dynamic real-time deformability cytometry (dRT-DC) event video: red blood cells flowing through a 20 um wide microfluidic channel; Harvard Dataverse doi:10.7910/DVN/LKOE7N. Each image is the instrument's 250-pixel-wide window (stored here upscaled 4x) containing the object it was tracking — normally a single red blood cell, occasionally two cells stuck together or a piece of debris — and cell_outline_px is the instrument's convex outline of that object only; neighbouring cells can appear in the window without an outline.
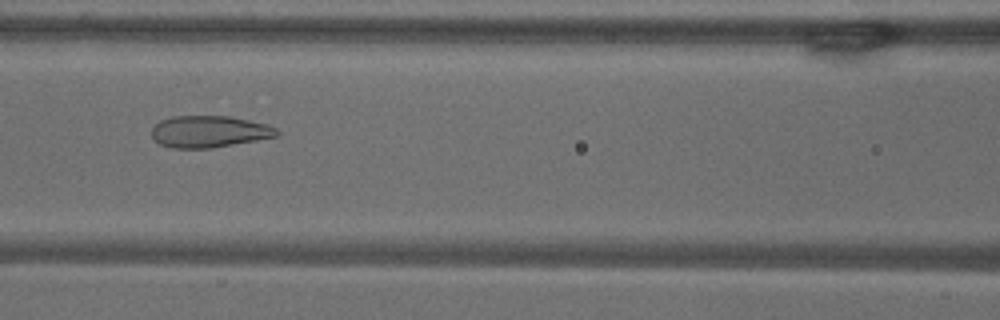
{"species": "common noctule bat (a hibernating species)", "species_latin": "Nyctalus noctula", "temperature_condition": "warm", "stored_images_in_passage": 55, "camera_frame_rate_fps": 3000, "um_per_image_px": 0.085, "animal": {"sex": "male", "body_mass_g": 18.8}, "frame": {"image": 1, "passage_image": 24, "time_ms": 7.667, "image_size_px": [1000, 320], "cell_outline_px": [[280, 132], [276, 136], [256, 140], [208, 148], [172, 148], [160, 144], [152, 136], [152, 128], [160, 120], [172, 116], [228, 116], [268, 124], [276, 128]], "centroid_in_image_um": [17.77, 11.17], "position_along_channel_um": 148.8, "area_um2": 22.95}}
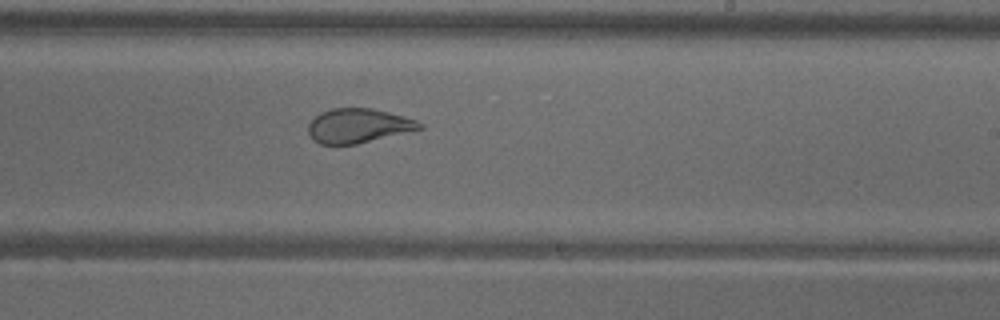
{"frame": {"image": 2, "passage_image": 33, "time_ms": 10.667, "image_size_px": [1000, 320], "cell_outline_px": [[424, 128], [356, 144], [320, 144], [312, 140], [308, 132], [308, 124], [320, 112], [332, 108], [372, 108], [404, 116], [416, 120], [424, 124]], "centroid_in_image_um": [30.44, 10.68], "position_along_channel_um": 258.6, "area_um2": 22.25}}
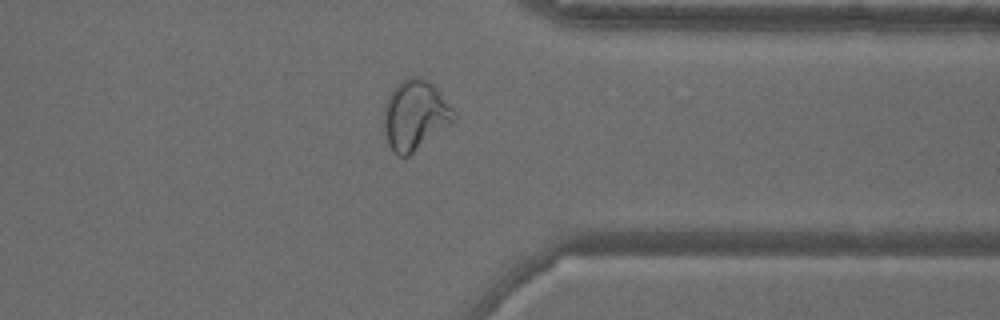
{"frame": {"image": 3, "passage_image": 43, "time_ms": 14.0, "image_size_px": [1000, 320], "cell_outline_px": [[456, 120], [452, 124], [408, 156], [400, 156], [392, 152], [388, 144], [384, 132], [384, 104], [388, 96], [396, 84], [400, 80], [412, 76], [416, 76], [428, 80], [436, 88], [456, 112]], "centroid_in_image_um": [35.28, 9.79], "position_along_channel_um": 376.1, "area_um2": 28.73}}